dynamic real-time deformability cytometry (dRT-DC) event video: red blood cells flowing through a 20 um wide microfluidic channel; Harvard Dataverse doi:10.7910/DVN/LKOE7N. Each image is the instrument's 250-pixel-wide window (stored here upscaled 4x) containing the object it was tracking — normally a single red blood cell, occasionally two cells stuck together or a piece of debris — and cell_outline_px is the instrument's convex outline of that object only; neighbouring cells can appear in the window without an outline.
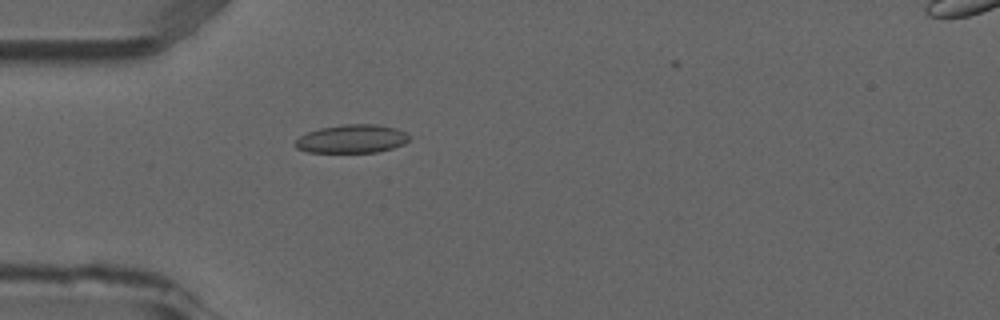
{"species": "common noctule bat (a hibernating species)", "species_latin": "Nyctalus noctula", "temperature_condition": "room temperature", "stored_images_in_passage": 21, "camera_frame_rate_fps": 3000, "um_per_image_px": 0.085, "animal": {"sex": "male", "forearm_length_mm": 52.5}, "frame": {"image": 1, "passage_image": 4, "time_ms": 1.0, "image_size_px": [1000, 320], "cell_outline_px": [[412, 136], [404, 144], [392, 148], [376, 152], [308, 152], [296, 148], [292, 144], [300, 136], [308, 132], [320, 128], [344, 124], [376, 124], [396, 128]], "centroid_in_image_um": [29.9, 11.8], "position_along_channel_um": 55.1, "area_um2": 18.9}}
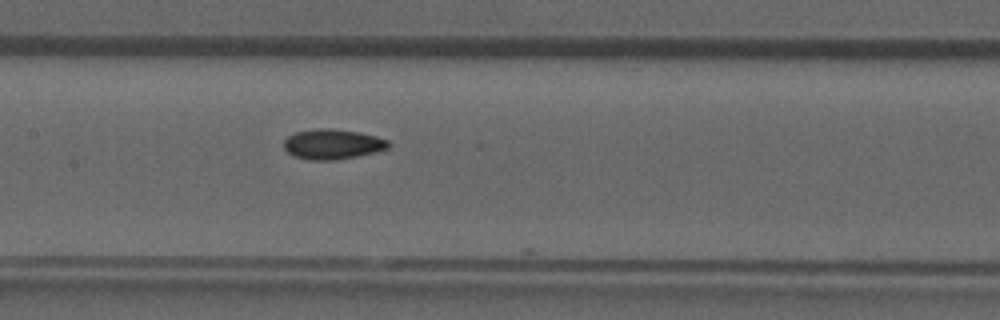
{"frame": {"image": 2, "passage_image": 14, "time_ms": 4.333, "image_size_px": [1000, 320], "cell_outline_px": [[392, 144], [388, 148], [356, 156], [336, 160], [312, 160], [292, 156], [284, 148], [284, 140], [288, 136], [296, 132], [316, 128], [332, 128], [356, 132], [376, 136], [388, 140]], "centroid_in_image_um": [28.24, 12.25], "position_along_channel_um": 179.2, "area_um2": 18.26}}
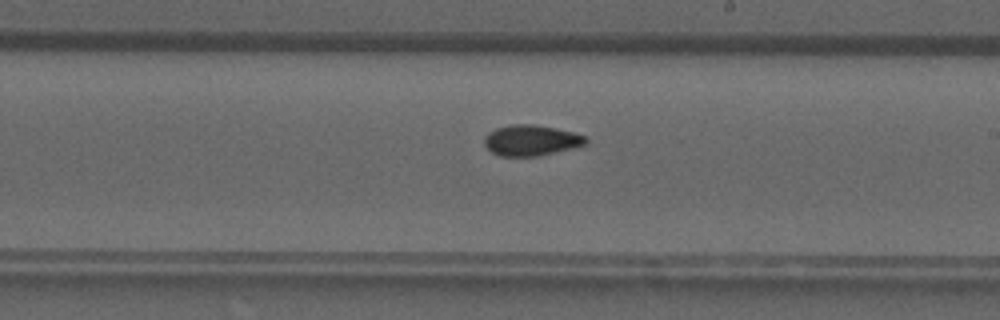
{"frame": {"image": 3, "passage_image": 19, "time_ms": 6.0, "image_size_px": [1000, 320], "cell_outline_px": [[588, 144], [540, 156], [500, 156], [492, 152], [484, 144], [484, 136], [488, 132], [496, 128], [512, 124], [532, 124], [556, 128], [572, 132], [584, 136], [588, 140]], "centroid_in_image_um": [45.14, 11.93], "position_along_channel_um": 243.9, "area_um2": 18.21}}